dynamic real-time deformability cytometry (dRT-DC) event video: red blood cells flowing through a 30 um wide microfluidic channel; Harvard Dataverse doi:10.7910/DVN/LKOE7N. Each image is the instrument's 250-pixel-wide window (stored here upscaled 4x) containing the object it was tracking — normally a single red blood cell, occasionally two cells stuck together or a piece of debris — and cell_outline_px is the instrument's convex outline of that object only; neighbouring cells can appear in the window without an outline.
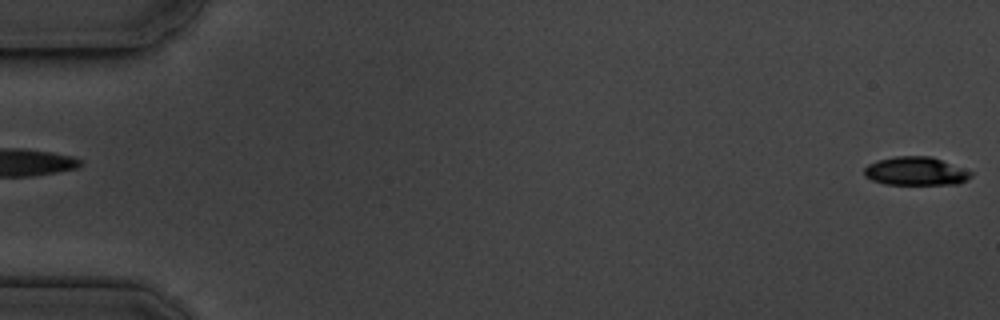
{"species": "common noctule bat (a hibernating species)", "species_latin": "Nyctalus noctula", "temperature_condition": "cold", "stored_images_in_passage": 57, "segment_of_instrument_passage": [1, 2], "camera_frame_rate_fps": 3000, "um_per_image_px": 0.085, "animal": {"sex": "male", "body_mass_g": 19.5, "forearm_length_mm": 54.6}, "frame": {"image": 1, "passage_image": 1, "time_ms": 0.0, "image_size_px": [1000, 320], "cell_outline_px": [[972, 176], [960, 184], [884, 184], [872, 180], [864, 176], [864, 168], [868, 164], [880, 160], [896, 156], [932, 156], [972, 172]], "centroid_in_image_um": [77.83, 14.55], "position_along_channel_um": 7.2, "area_um2": 17.63}}
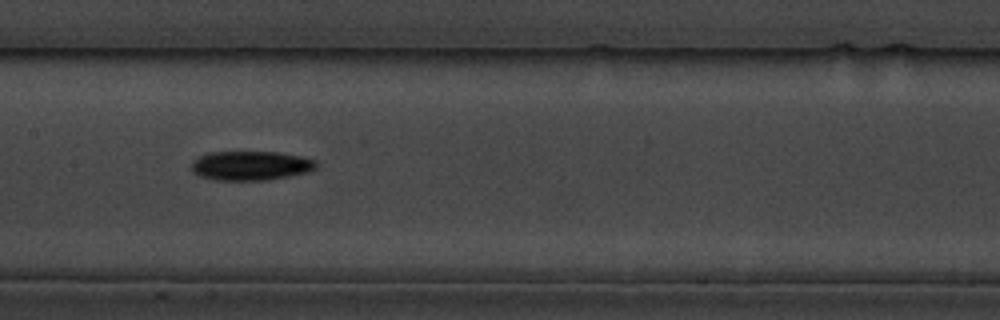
{"frame": {"image": 2, "passage_image": 28, "time_ms": 9.0, "image_size_px": [1000, 320], "cell_outline_px": [[316, 168], [308, 172], [268, 180], [216, 180], [200, 176], [192, 172], [192, 164], [200, 156], [208, 152], [280, 152], [300, 156], [316, 160]], "centroid_in_image_um": [21.33, 14.08], "position_along_channel_um": 186.1, "area_um2": 21.21}}
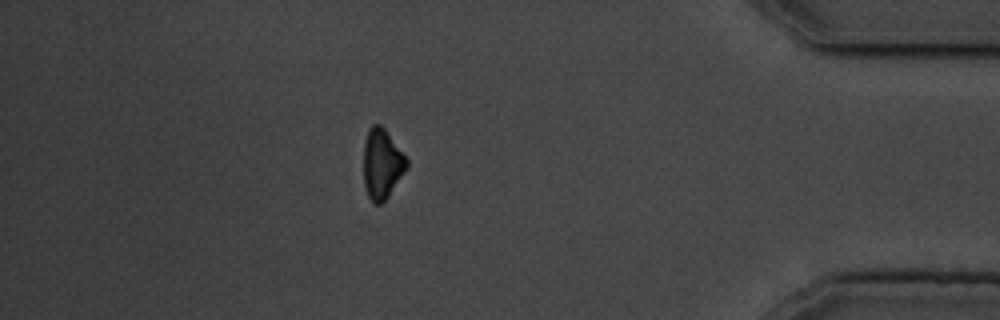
{"frame": {"image": 3, "passage_image": 49, "time_ms": 16.0, "image_size_px": [1000, 320], "cell_outline_px": [[408, 168], [388, 196], [380, 204], [372, 204], [364, 188], [364, 140], [368, 128], [372, 124], [380, 124], [384, 128], [408, 160]], "centroid_in_image_um": [32.45, 13.93], "position_along_channel_um": 402.7, "area_um2": 17.69}}